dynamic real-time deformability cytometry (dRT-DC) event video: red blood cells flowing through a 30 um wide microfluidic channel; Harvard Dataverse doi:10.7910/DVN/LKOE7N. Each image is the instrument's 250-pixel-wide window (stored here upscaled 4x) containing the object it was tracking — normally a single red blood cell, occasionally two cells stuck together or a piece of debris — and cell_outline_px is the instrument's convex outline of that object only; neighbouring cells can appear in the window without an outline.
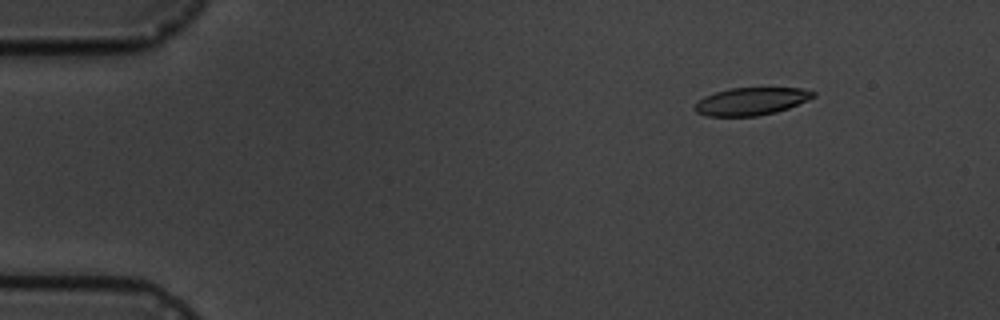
{"species": "common noctule bat (a hibernating species)", "species_latin": "Nyctalus noctula", "temperature_condition": "cold", "stored_images_in_passage": 4, "camera_frame_rate_fps": 3000, "um_per_image_px": 0.085, "animal": {"sex": "male", "body_mass_g": 19.5, "forearm_length_mm": 54.6}, "frame": {"image": 1, "passage_image": 2, "time_ms": 1.333, "image_size_px": [1000, 320], "cell_outline_px": [[816, 96], [808, 100], [788, 108], [776, 112], [756, 116], [708, 116], [696, 112], [692, 108], [704, 96], [716, 92], [732, 88], [800, 88], [816, 92]], "centroid_in_image_um": [63.86, 8.61], "position_along_channel_um": 21.1, "area_um2": 18.96}}